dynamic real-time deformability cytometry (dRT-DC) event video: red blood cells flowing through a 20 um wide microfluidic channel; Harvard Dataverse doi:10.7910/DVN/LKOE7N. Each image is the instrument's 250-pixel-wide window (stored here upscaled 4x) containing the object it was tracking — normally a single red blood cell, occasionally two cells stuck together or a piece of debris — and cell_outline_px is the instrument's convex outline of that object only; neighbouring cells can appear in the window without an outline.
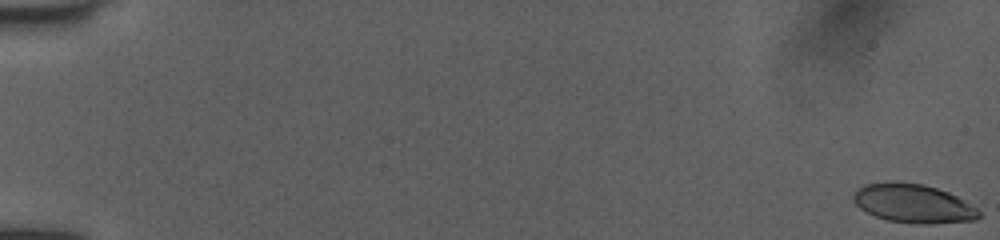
{"species": "human", "species_latin": "Homo sapiens", "temperature_condition": "room temperature", "stored_images_in_passage": 53, "camera_frame_rate_fps": 3000, "um_per_image_px": 0.085, "donor": {"sex": "female"}, "frame": {"image": 1, "passage_image": 1, "time_ms": 0.0, "image_size_px": [1000, 240], "cell_outline_px": [[980, 216], [976, 220], [932, 224], [912, 224], [888, 220], [876, 216], [860, 208], [852, 200], [852, 196], [856, 188], [864, 184], [892, 180], [924, 184], [948, 192], [964, 200], [976, 208], [980, 212]], "centroid_in_image_um": [77.59, 17.28], "position_along_channel_um": 7.4, "area_um2": 28.73}}
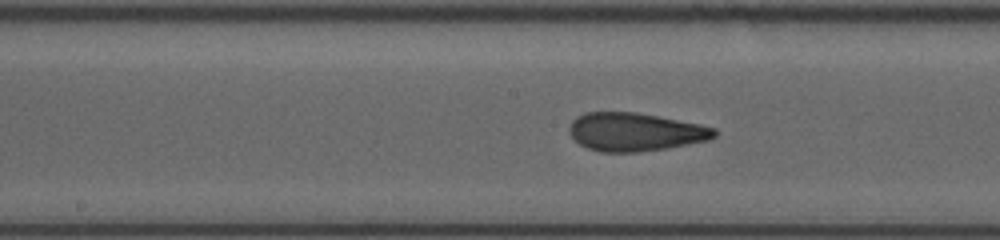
{"frame": {"image": 2, "passage_image": 29, "time_ms": 9.333, "image_size_px": [1000, 240], "cell_outline_px": [[716, 136], [708, 140], [668, 148], [636, 152], [600, 152], [588, 148], [580, 144], [568, 132], [568, 128], [572, 120], [576, 116], [584, 112], [636, 112], [700, 124], [716, 128]], "centroid_in_image_um": [53.97, 11.21], "position_along_channel_um": 194.2, "area_um2": 32.43}}
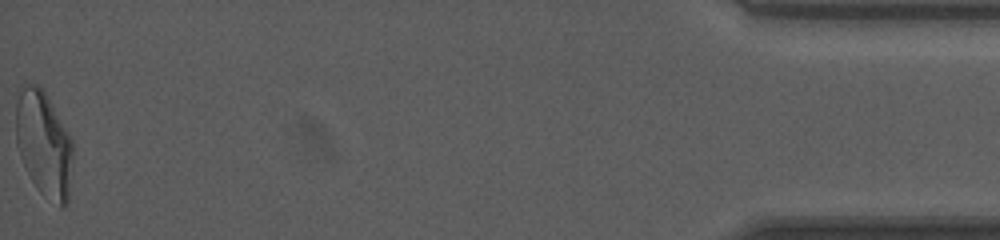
{"frame": {"image": 3, "passage_image": 53, "time_ms": 17.333, "image_size_px": [1000, 240], "cell_outline_px": [[72, 156], [68, 204], [60, 208], [44, 196], [36, 188], [20, 156], [16, 144], [16, 100], [20, 84], [36, 84], [44, 92], [52, 104], [72, 140]], "centroid_in_image_um": [3.71, 12.25], "position_along_channel_um": 431.5, "area_um2": 35.03}, "authors_computed_cell_mechanics": {"area_um2": 32.1946, "velocity_mm_per_s": 4.0607, "shape_relaxation_time_tau1_ms": 8.3324, "shape_relaxation_time_tau2_ms": 1.1128, "deformation_change_tau1": 0.2504, "deformation_change_tau2": 0.092}}